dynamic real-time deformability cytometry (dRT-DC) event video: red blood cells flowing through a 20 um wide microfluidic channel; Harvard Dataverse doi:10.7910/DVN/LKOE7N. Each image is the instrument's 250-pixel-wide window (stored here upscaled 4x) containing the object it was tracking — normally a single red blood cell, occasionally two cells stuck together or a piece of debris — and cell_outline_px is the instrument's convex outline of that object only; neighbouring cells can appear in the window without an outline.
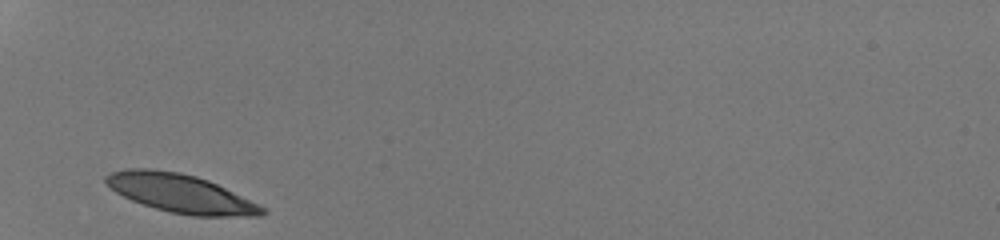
{"species": "human", "species_latin": "Homo sapiens", "temperature_condition": "room temperature", "stored_images_in_passage": 26, "camera_frame_rate_fps": 3000, "um_per_image_px": 0.085, "donor": {"sex": "male"}, "frame": {"image": 1, "passage_image": 1, "time_ms": 0.0, "image_size_px": [1000, 240], "cell_outline_px": [[268, 212], [264, 216], [192, 216], [168, 212], [132, 200], [116, 192], [104, 180], [104, 176], [112, 172], [128, 168], [148, 168], [180, 172], [196, 176], [208, 180], [264, 208]], "centroid_in_image_um": [15.33, 16.44], "position_along_channel_um": 69.7, "area_um2": 34.62}}
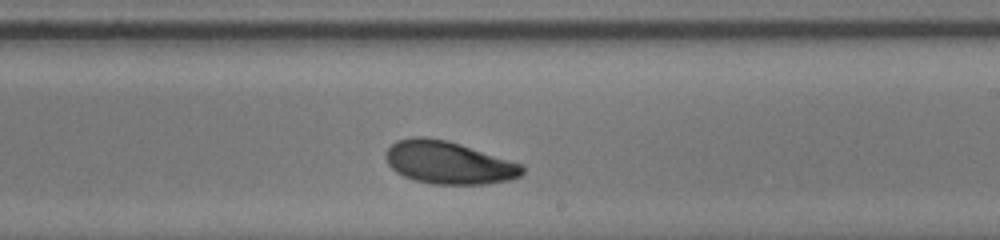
{"frame": {"image": 2, "passage_image": 15, "time_ms": 4.667, "image_size_px": [1000, 240], "cell_outline_px": [[524, 172], [520, 176], [508, 180], [484, 184], [432, 184], [416, 180], [404, 176], [396, 172], [388, 164], [384, 156], [388, 148], [396, 140], [412, 136], [424, 136], [444, 140], [460, 144], [524, 164]], "centroid_in_image_um": [38.12, 13.81], "position_along_channel_um": 250.9, "area_um2": 33.99}}
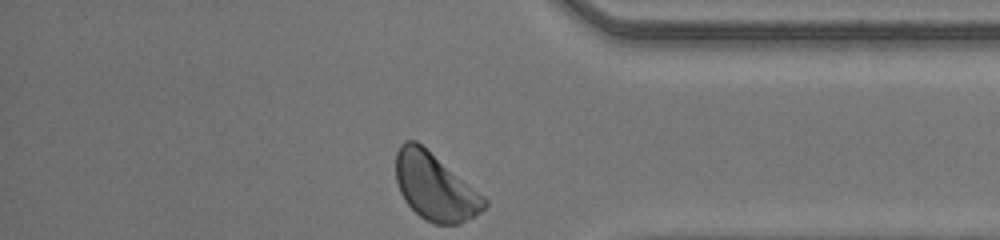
{"frame": {"image": 3, "passage_image": 26, "time_ms": 8.333, "image_size_px": [1000, 240], "cell_outline_px": [[488, 204], [480, 212], [460, 224], [436, 224], [424, 220], [404, 200], [400, 192], [396, 180], [396, 152], [400, 144], [404, 140], [416, 140], [484, 196], [488, 200]], "centroid_in_image_um": [36.95, 15.88], "position_along_channel_um": 398.2, "area_um2": 34.22}, "authors_computed_cell_mechanics": {"area_um2": 34.1309, "velocity_mm_per_s": 4.181, "shape_relaxation_time_tau1_ms": 2.4063, "shape_relaxation_time_tau2_ms": 9.5914, "deformation_change_tau1": 0.1147, "deformation_change_tau2": 0.1391}}